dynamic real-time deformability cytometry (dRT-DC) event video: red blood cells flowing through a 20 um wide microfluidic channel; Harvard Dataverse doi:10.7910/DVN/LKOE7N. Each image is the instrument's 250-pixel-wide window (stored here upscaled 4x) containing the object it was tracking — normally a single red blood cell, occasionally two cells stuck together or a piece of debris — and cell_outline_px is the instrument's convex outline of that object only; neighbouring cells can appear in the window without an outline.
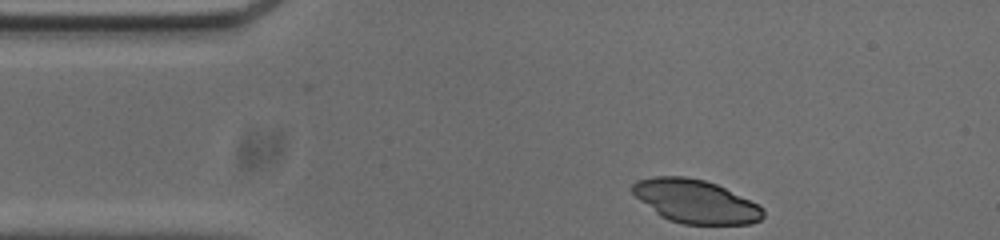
{"species": "common noctule bat (a hibernating species)", "species_latin": "Nyctalus noctula", "temperature_condition": "cold", "stored_images_in_passage": 37, "camera_frame_rate_fps": 3000, "um_per_image_px": 0.085, "animal": {"sex": "male", "body_mass_g": 20.0, "forearm_length_mm": 53.3}, "frame": {"image": 1, "passage_image": 1, "time_ms": 0.0, "image_size_px": [1000, 240], "cell_outline_px": [[764, 216], [760, 220], [752, 224], [684, 224], [668, 220], [660, 216], [640, 200], [632, 192], [632, 184], [636, 180], [652, 176], [684, 176], [704, 180], [716, 184], [764, 208]], "centroid_in_image_um": [59.09, 17.12], "position_along_channel_um": 25.9, "area_um2": 32.83}}